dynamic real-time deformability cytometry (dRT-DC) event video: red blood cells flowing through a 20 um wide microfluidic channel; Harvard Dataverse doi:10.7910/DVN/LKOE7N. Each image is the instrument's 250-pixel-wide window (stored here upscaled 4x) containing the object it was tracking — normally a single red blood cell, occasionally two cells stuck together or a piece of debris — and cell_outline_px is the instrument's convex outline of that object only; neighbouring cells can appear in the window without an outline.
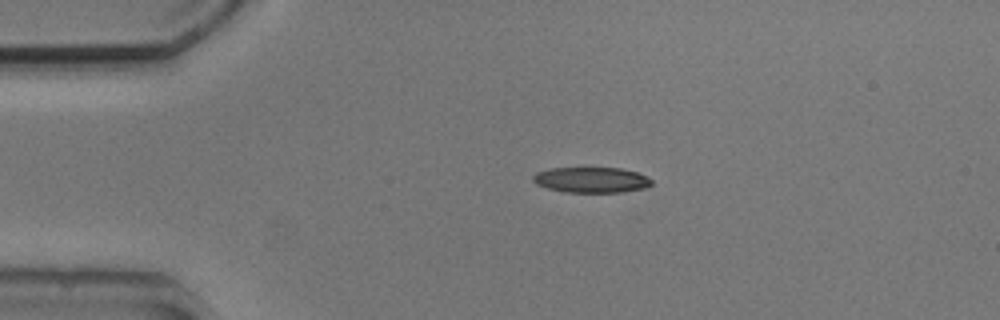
{"species": "common noctule bat (a hibernating species)", "species_latin": "Nyctalus noctula", "temperature_condition": "cold", "stored_images_in_passage": 3, "camera_frame_rate_fps": 3000, "um_per_image_px": 0.085, "animal": {"sex": "male", "body_mass_g": 20.5, "forearm_length_mm": 52.5}, "frame": {"image": 1, "passage_image": 1, "time_ms": 0.0, "image_size_px": [1000, 320], "cell_outline_px": [[652, 184], [644, 188], [620, 192], [564, 192], [548, 188], [536, 184], [532, 180], [532, 176], [536, 172], [548, 168], [620, 168], [636, 172], [652, 180]], "centroid_in_image_um": [50.21, 15.29], "position_along_channel_um": 34.8, "area_um2": 17.57}}